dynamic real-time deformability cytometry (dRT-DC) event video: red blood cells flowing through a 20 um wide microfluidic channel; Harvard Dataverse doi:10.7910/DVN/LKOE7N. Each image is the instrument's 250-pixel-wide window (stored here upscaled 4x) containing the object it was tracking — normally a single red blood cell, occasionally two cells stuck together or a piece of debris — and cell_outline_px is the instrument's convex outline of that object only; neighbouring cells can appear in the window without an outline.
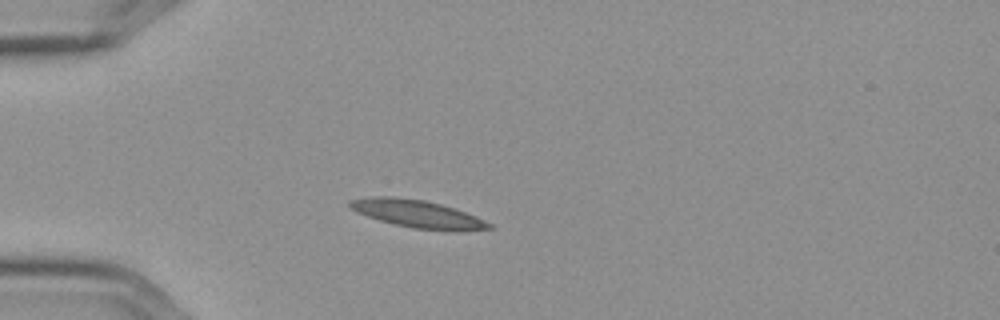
{"species": "Egyptian fruit bat (a non-hibernating species)", "species_latin": "Rousettus aegyptiacus", "temperature_condition": "cold", "stored_images_in_passage": 2, "camera_frame_rate_fps": 3000, "um_per_image_px": 0.085, "frame": {"image": 1, "passage_image": 2, "time_ms": 0.333, "image_size_px": [1000, 320], "cell_outline_px": [[496, 228], [464, 232], [452, 232], [412, 228], [380, 220], [356, 212], [348, 208], [348, 200], [368, 196], [392, 196], [424, 200], [456, 208], [476, 216], [492, 224]], "centroid_in_image_um": [35.54, 18.19], "position_along_channel_um": 49.5, "area_um2": 23.0}}